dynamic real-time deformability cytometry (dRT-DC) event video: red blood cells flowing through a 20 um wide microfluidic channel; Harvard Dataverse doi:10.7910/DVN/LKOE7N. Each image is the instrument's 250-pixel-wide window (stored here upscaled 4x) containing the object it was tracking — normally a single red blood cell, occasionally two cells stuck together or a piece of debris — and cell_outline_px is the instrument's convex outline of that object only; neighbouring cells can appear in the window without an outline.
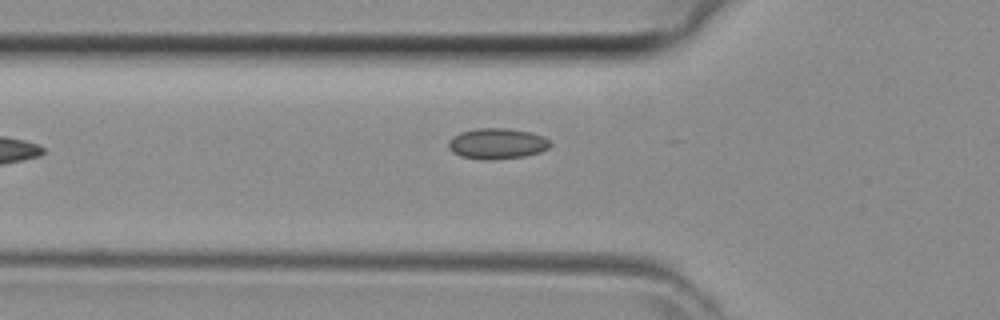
{"species": "common noctule bat (a hibernating species)", "species_latin": "Nyctalus noctula", "temperature_condition": "room temperature", "stored_images_in_passage": 16, "camera_frame_rate_fps": 3000, "um_per_image_px": 0.085, "animal": {"sex": "female", "body_mass_g": 29.2, "forearm_length_mm": 56.3}, "frame": {"image": 1, "passage_image": 4, "time_ms": 1.0, "image_size_px": [1000, 320], "cell_outline_px": [[552, 144], [548, 148], [540, 152], [524, 156], [492, 160], [480, 160], [460, 156], [452, 152], [448, 148], [448, 140], [452, 136], [460, 132], [476, 128], [508, 128], [528, 132], [544, 136]], "centroid_in_image_um": [42.21, 12.21], "position_along_channel_um": 83.6, "area_um2": 18.44}}
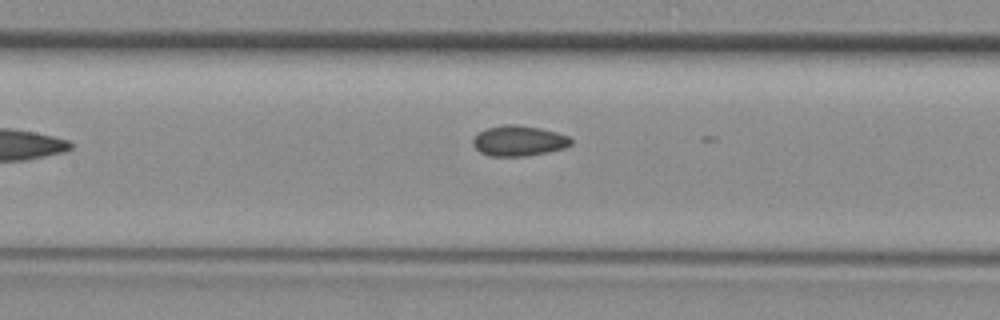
{"frame": {"image": 2, "passage_image": 9, "time_ms": 2.667, "image_size_px": [1000, 320], "cell_outline_px": [[572, 144], [564, 148], [524, 156], [492, 156], [480, 152], [472, 144], [472, 140], [480, 132], [488, 128], [504, 124], [516, 124], [540, 128], [556, 132], [568, 136], [572, 140]], "centroid_in_image_um": [44.09, 11.96], "position_along_channel_um": 163.3, "area_um2": 17.17}}
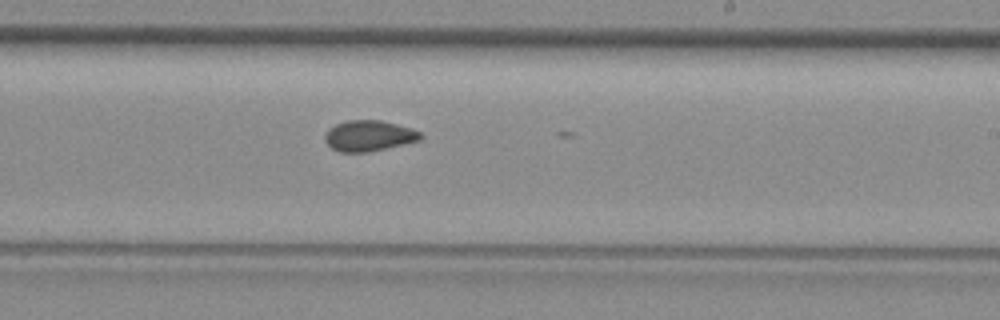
{"frame": {"image": 3, "passage_image": 15, "time_ms": 4.667, "image_size_px": [1000, 320], "cell_outline_px": [[420, 140], [368, 152], [340, 152], [332, 148], [324, 140], [324, 136], [328, 128], [336, 124], [348, 120], [380, 120], [396, 124], [420, 132]], "centroid_in_image_um": [31.29, 11.54], "position_along_channel_um": 257.7, "area_um2": 16.88}}